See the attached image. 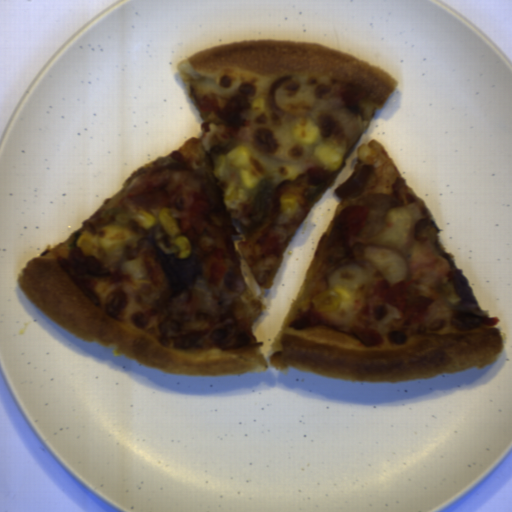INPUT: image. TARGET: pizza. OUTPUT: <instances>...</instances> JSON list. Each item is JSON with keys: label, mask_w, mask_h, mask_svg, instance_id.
<instances>
[{"label": "pizza", "mask_w": 512, "mask_h": 512, "mask_svg": "<svg viewBox=\"0 0 512 512\" xmlns=\"http://www.w3.org/2000/svg\"><path fill=\"white\" fill-rule=\"evenodd\" d=\"M363 165H373V173L359 195L342 197L337 205L271 345L270 365L277 371L291 366L330 379L397 383L495 363L504 349L500 331L482 324L479 316L454 309L460 298L448 281L449 265L434 246L439 229L425 202L402 208L412 218L403 245L382 242L380 235H346L347 225L339 212L372 194L392 196V184L400 176L378 139L357 148L354 171ZM369 247L396 251L403 257L409 288L433 301L425 320L406 323L395 307L374 295L376 283L385 278L364 257L363 248ZM351 264L361 268L367 280L357 290L352 317L339 323L316 312L314 298L327 290L332 272Z\"/></svg>", "instance_id": "pizza-1"}, {"label": "pizza", "mask_w": 512, "mask_h": 512, "mask_svg": "<svg viewBox=\"0 0 512 512\" xmlns=\"http://www.w3.org/2000/svg\"><path fill=\"white\" fill-rule=\"evenodd\" d=\"M161 155L129 175L121 189L105 200L104 204L76 229L65 241L49 246L34 256L21 269L17 286L24 296L64 330L86 342L114 346V355L135 359L140 365L162 373L182 375H236L255 373L268 368L260 349L261 341L254 336L249 311L240 292L231 291L223 277L218 287H209L198 276L180 291H172L168 280L155 286L145 265L146 251L159 246L168 254L180 253L172 237L155 222L148 229L135 218L140 213L129 203L128 191L140 183L139 177ZM120 207L129 220L116 223V213L102 218L104 210ZM117 225L130 229L133 237L117 251L99 249L91 254L109 267L110 276H86L90 291L99 300L98 307L73 283L57 259L67 258L68 245L74 233L88 231L97 236L101 228ZM140 259L144 277L131 279L123 271L124 261ZM233 322L248 331L250 339L243 349L223 352L216 347L201 350H178L173 339L180 332L210 329L216 324Z\"/></svg>", "instance_id": "pizza-2"}, {"label": "pizza", "mask_w": 512, "mask_h": 512, "mask_svg": "<svg viewBox=\"0 0 512 512\" xmlns=\"http://www.w3.org/2000/svg\"><path fill=\"white\" fill-rule=\"evenodd\" d=\"M187 93L202 118L199 139L205 143L220 190L233 183L247 194L241 171L258 182L268 179L273 188L286 180L282 167H292L295 178L315 165L340 173L346 160L374 116L397 90L398 82L382 68L319 43L284 40H248L203 48L177 66ZM291 75L277 88L276 106L284 114L277 117L267 106L272 82ZM256 85L255 97L264 98L266 111L244 112L250 126L234 138L221 139L215 125L207 122L199 99L215 92L228 99L241 82ZM311 120L319 130L310 145L294 140L296 121ZM245 145L251 156L247 165L235 167L227 160L233 148ZM341 153V165L330 170L317 159L320 147Z\"/></svg>", "instance_id": "pizza-3"}, {"label": "pizza", "mask_w": 512, "mask_h": 512, "mask_svg": "<svg viewBox=\"0 0 512 512\" xmlns=\"http://www.w3.org/2000/svg\"><path fill=\"white\" fill-rule=\"evenodd\" d=\"M231 221L237 231V236L231 237V239L224 251V254H223L227 271H230L234 274L240 275L244 281L245 290H247L259 297L261 292L263 291V289L267 288L268 286L271 285L278 269L280 268V266L284 260L283 252H282L277 264L272 269V271L269 273V275L266 278L263 285L259 286L258 283L255 281V279L252 275V272L249 268V265H248L247 261L245 260L243 254L239 248V242L245 241V239H246L244 233L241 231V224H243V223L237 219H232V218H231Z\"/></svg>", "instance_id": "pizza-4"}]
</instances>
